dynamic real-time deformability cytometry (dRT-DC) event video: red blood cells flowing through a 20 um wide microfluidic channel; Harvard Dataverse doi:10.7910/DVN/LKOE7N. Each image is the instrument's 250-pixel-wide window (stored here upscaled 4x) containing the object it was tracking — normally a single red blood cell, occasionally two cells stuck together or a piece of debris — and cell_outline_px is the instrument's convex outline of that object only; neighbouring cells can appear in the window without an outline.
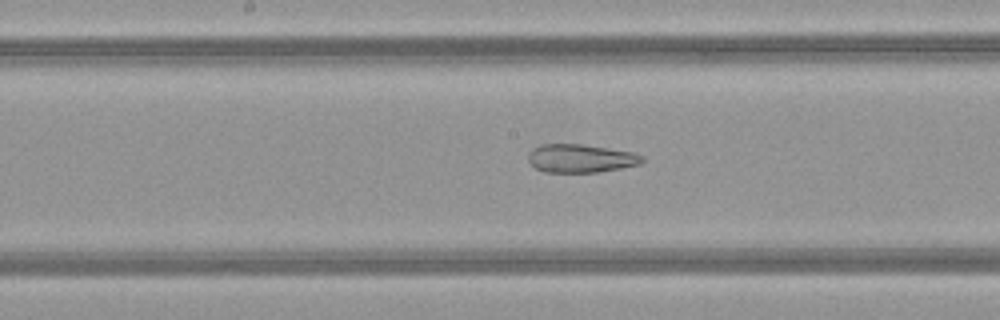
{"species": "common noctule bat (a hibernating species)", "species_latin": "Nyctalus noctula", "temperature_condition": "warm", "stored_images_in_passage": 45, "segment_of_instrument_passage": [1, 2], "camera_frame_rate_fps": 3000, "um_per_image_px": 0.085, "animal": {"sex": "female", "body_mass_g": 21.9}, "frame": {"image": 1, "passage_image": 24, "time_ms": 7.667, "image_size_px": [1000, 320], "cell_outline_px": [[644, 160], [640, 164], [600, 172], [544, 172], [536, 168], [528, 160], [528, 152], [532, 148], [540, 144], [580, 144], [608, 148], [632, 152], [644, 156]], "centroid_in_image_um": [49.34, 13.46], "position_along_channel_um": 198.9, "area_um2": 18.84}}
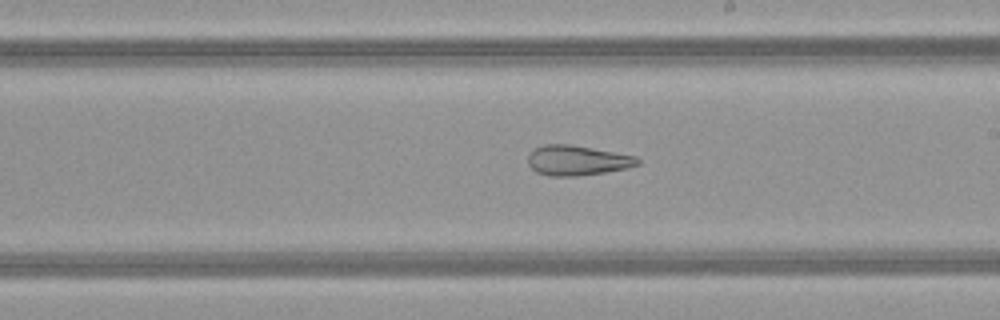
{"frame": {"image": 2, "passage_image": 27, "time_ms": 8.667, "image_size_px": [1000, 320], "cell_outline_px": [[640, 164], [628, 168], [604, 172], [576, 176], [548, 176], [536, 172], [528, 164], [528, 156], [536, 148], [544, 144], [572, 144], [636, 156], [640, 160]], "centroid_in_image_um": [49.07, 13.63], "position_along_channel_um": 239.9, "area_um2": 19.19}}
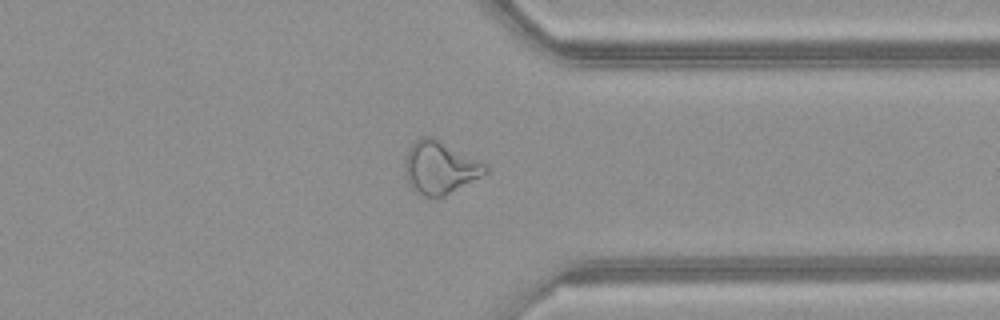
{"frame": {"image": 3, "passage_image": 37, "time_ms": 12.0, "image_size_px": [1000, 320], "cell_outline_px": [[488, 172], [444, 196], [420, 196], [412, 188], [408, 180], [404, 164], [408, 152], [412, 144], [420, 136], [432, 136], [488, 164]], "centroid_in_image_um": [37.41, 14.22], "position_along_channel_um": 374.0, "area_um2": 24.45}}